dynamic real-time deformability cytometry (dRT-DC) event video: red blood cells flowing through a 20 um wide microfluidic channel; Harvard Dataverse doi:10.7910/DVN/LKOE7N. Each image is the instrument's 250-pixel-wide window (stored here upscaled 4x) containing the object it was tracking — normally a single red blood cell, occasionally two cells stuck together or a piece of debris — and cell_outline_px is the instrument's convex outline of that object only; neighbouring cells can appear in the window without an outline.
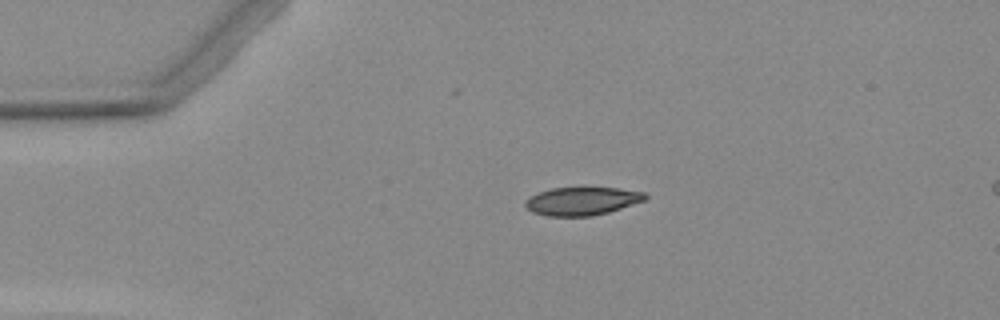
{"species": "Egyptian fruit bat (a non-hibernating species)", "species_latin": "Rousettus aegyptiacus", "temperature_condition": "warm", "stored_images_in_passage": 3, "camera_frame_rate_fps": 3000, "um_per_image_px": 0.085, "animal": {"sex": "female"}, "frame": {"image": 1, "passage_image": 2, "time_ms": 1.667, "image_size_px": [1000, 320], "cell_outline_px": [[648, 196], [644, 200], [608, 212], [592, 216], [548, 216], [532, 212], [524, 204], [524, 200], [540, 192], [552, 188], [616, 188], [644, 192]], "centroid_in_image_um": [49.45, 17.1], "position_along_channel_um": 35.5, "area_um2": 19.36}}
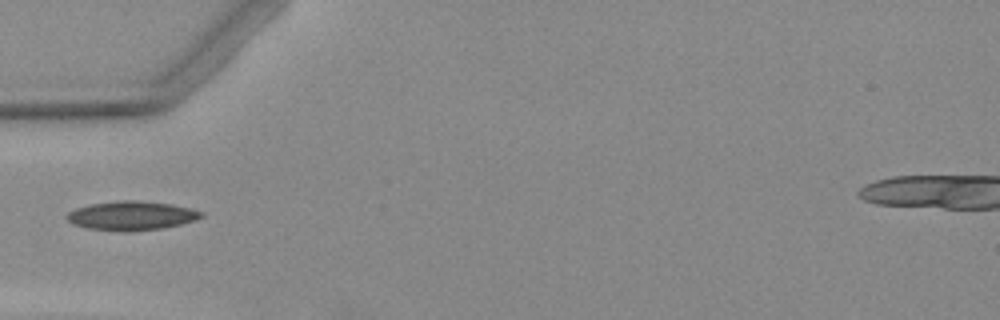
{"frame": {"image": 2, "passage_image": 3, "time_ms": 3.667, "image_size_px": [1000, 320], "cell_outline_px": [[204, 216], [196, 220], [164, 228], [124, 232], [88, 228], [76, 224], [68, 220], [64, 216], [68, 212], [76, 208], [92, 204], [120, 200], [140, 200], [172, 204], [204, 212]], "centroid_in_image_um": [11.2, 18.33], "position_along_channel_um": 73.8, "area_um2": 22.72}}